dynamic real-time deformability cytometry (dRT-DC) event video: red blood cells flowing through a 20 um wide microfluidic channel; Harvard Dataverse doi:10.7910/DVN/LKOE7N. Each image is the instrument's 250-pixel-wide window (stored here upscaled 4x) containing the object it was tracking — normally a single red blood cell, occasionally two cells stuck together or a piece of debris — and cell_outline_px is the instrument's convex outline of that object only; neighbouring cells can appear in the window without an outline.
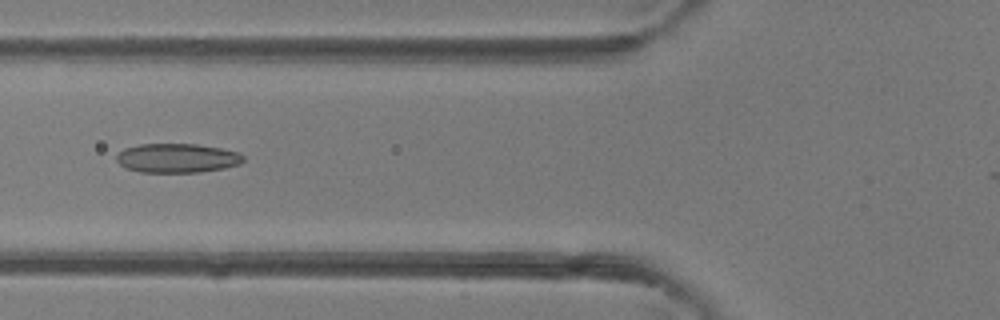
{"species": "common noctule bat (a hibernating species)", "species_latin": "Nyctalus noctula", "temperature_condition": "room temperature", "stored_images_in_passage": 2, "camera_frame_rate_fps": 3000, "um_per_image_px": 0.085, "animal": {"sex": "female"}, "frame": {"image": 1, "passage_image": 2, "time_ms": 1.0, "image_size_px": [1000, 320], "cell_outline_px": [[244, 160], [240, 164], [224, 168], [200, 172], [140, 172], [124, 168], [116, 160], [116, 156], [124, 148], [140, 144], [196, 144], [220, 148], [240, 152], [244, 156]], "centroid_in_image_um": [15.06, 13.44], "position_along_channel_um": 110.7, "area_um2": 21.68}}